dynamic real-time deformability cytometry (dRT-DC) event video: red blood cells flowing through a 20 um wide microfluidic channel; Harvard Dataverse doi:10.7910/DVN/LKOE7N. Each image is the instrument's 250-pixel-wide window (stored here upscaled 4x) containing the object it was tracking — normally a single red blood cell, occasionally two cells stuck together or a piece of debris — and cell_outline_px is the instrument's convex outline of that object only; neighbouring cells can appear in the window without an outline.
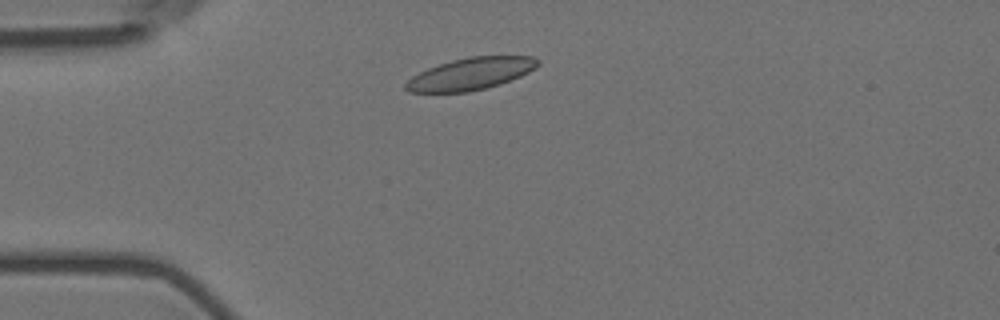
{"species": "Egyptian fruit bat (a non-hibernating species)", "species_latin": "Rousettus aegyptiacus", "temperature_condition": "room temperature", "stored_images_in_passage": 49, "camera_frame_rate_fps": 3000, "um_per_image_px": 0.085, "animal": {"sex": "female"}, "frame": {"image": 1, "passage_image": 6, "time_ms": 1.667, "image_size_px": [1000, 320], "cell_outline_px": [[540, 64], [536, 68], [520, 76], [500, 84], [468, 92], [408, 92], [404, 88], [404, 84], [412, 76], [428, 68], [452, 60], [468, 56], [532, 56], [540, 60]], "centroid_in_image_um": [40.01, 6.27], "position_along_channel_um": 45.0, "area_um2": 24.62}}
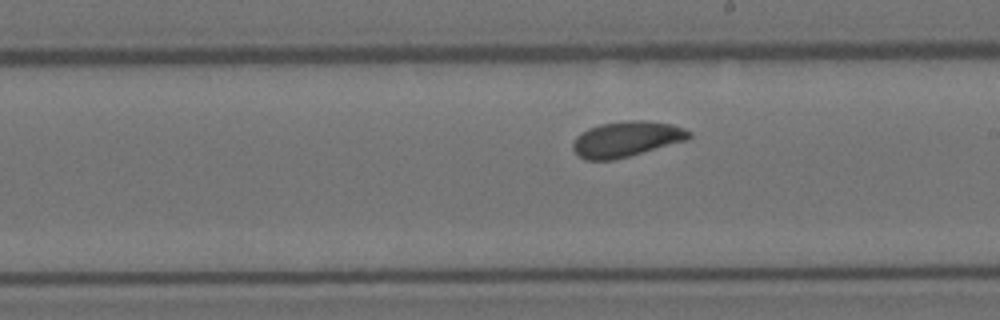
{"frame": {"image": 2, "passage_image": 24, "time_ms": 7.667, "image_size_px": [1000, 320], "cell_outline_px": [[692, 136], [688, 140], [628, 156], [612, 160], [584, 160], [572, 148], [572, 144], [576, 136], [580, 132], [588, 128], [600, 124], [628, 120], [640, 120], [672, 124], [684, 128], [692, 132]], "centroid_in_image_um": [53.25, 11.81], "position_along_channel_um": 235.8, "area_um2": 24.04}}
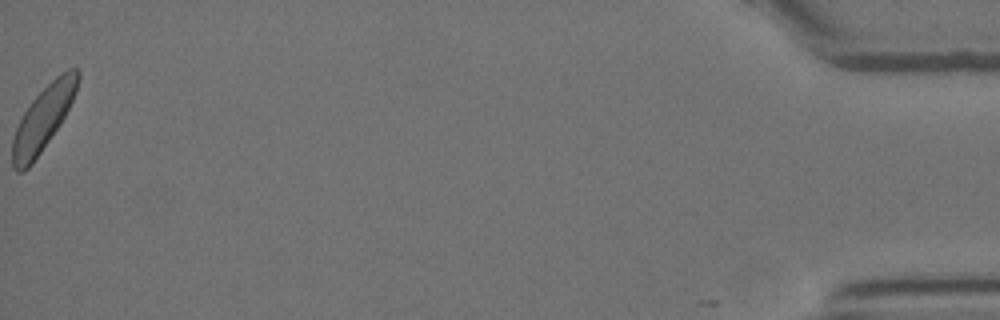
{"frame": {"image": 3, "passage_image": 49, "time_ms": 16.0, "image_size_px": [1000, 320], "cell_outline_px": [[80, 76], [76, 92], [60, 124], [32, 164], [24, 172], [16, 172], [12, 168], [12, 140], [16, 128], [24, 112], [32, 100], [60, 72], [68, 68], [80, 68]], "centroid_in_image_um": [3.66, 10.07], "position_along_channel_um": 431.5, "area_um2": 24.33}, "authors_computed_cell_mechanics": {"area_um2": 24.0448, "velocity_mm_per_s": 3.5223, "shape_relaxation_time_tau1_ms": 3.0411, "shape_relaxation_time_tau2_ms": null, "deformation_change_tau1": 0.0744, "deformation_change_tau2": null}}